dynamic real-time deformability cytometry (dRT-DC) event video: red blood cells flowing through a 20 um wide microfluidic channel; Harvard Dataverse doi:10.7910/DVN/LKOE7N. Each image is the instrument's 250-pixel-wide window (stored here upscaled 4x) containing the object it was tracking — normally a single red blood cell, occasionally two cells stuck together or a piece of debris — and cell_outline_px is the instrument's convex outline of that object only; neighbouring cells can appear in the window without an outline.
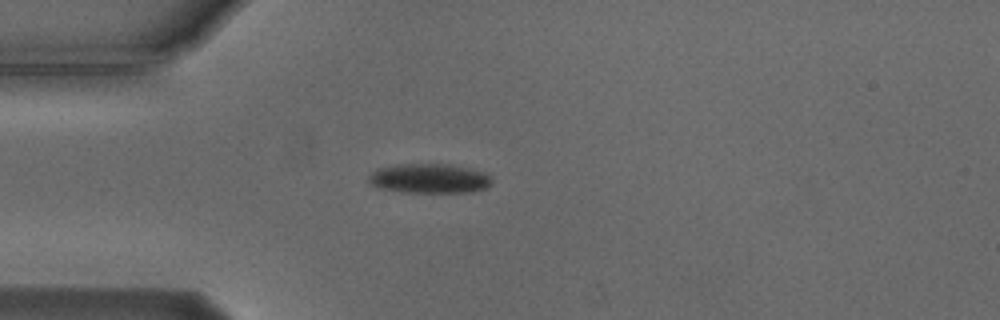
{"species": "Egyptian fruit bat (a non-hibernating species)", "species_latin": "Rousettus aegyptiacus", "temperature_condition": "cold", "stored_images_in_passage": 38, "camera_frame_rate_fps": 3000, "um_per_image_px": 0.085, "animal": {"sex": "male"}, "frame": {"image": 1, "passage_image": 1, "time_ms": 0.0, "image_size_px": [1000, 320], "cell_outline_px": [[492, 180], [484, 188], [472, 192], [404, 192], [380, 188], [372, 184], [368, 180], [368, 176], [376, 168], [396, 164], [448, 164], [468, 168], [484, 172]], "centroid_in_image_um": [36.44, 15.16], "position_along_channel_um": 48.6, "area_um2": 21.04}}
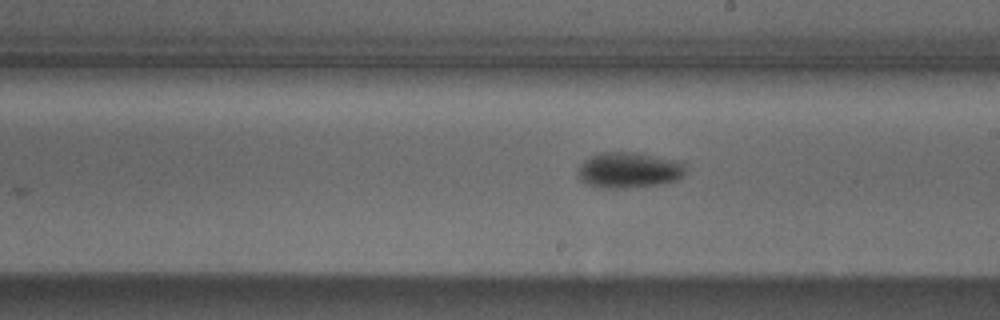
{"frame": {"image": 2, "passage_image": 17, "time_ms": 5.333, "image_size_px": [1000, 320], "cell_outline_px": [[688, 168], [676, 180], [660, 184], [624, 188], [596, 188], [584, 184], [580, 180], [580, 164], [584, 160], [600, 152], [636, 152], [680, 160]], "centroid_in_image_um": [53.47, 14.45], "position_along_channel_um": 235.5, "area_um2": 22.6}}
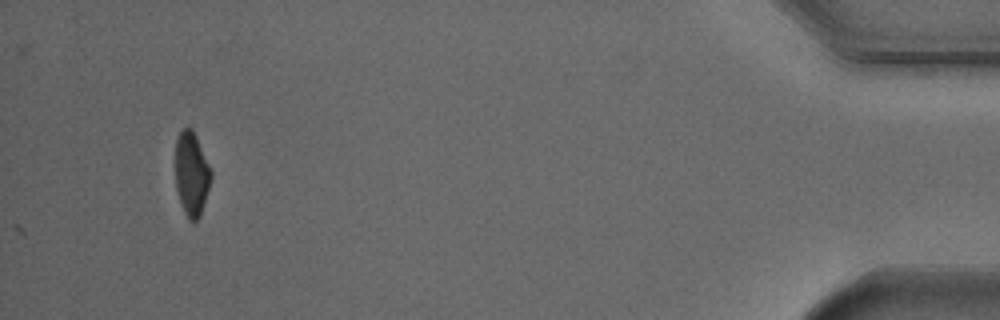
{"frame": {"image": 3, "passage_image": 38, "time_ms": 12.333, "image_size_px": [1000, 320], "cell_outline_px": [[212, 176], [200, 216], [196, 220], [188, 220], [184, 212], [176, 188], [176, 140], [180, 132], [188, 124], [192, 128], [196, 136], [212, 172]], "centroid_in_image_um": [16.28, 14.75], "position_along_channel_um": 418.9, "area_um2": 17.22}, "authors_computed_cell_mechanics": {"area_um2": 21.0392, "velocity_mm_per_s": 3.7405, "shape_relaxation_time_tau1_ms": 2.4058, "shape_relaxation_time_tau2_ms": null, "deformation_change_tau1": 0.1141, "deformation_change_tau2": null}}